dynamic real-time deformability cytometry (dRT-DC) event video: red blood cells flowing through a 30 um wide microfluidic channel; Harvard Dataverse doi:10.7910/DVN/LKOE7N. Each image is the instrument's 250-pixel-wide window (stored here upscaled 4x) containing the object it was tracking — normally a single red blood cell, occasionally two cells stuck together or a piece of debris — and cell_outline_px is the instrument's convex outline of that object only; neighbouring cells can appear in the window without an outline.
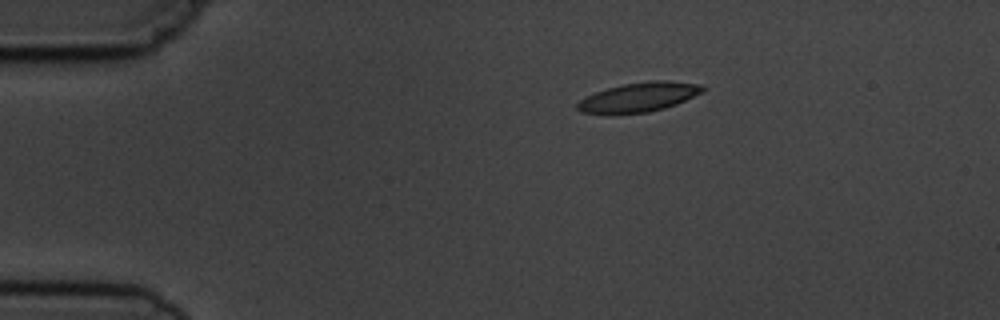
{"species": "common noctule bat (a hibernating species)", "species_latin": "Nyctalus noctula", "temperature_condition": "cold", "stored_images_in_passage": 9, "camera_frame_rate_fps": 3000, "um_per_image_px": 0.085, "animal": {"sex": "male", "body_mass_g": 19.5, "forearm_length_mm": 54.6}, "frame": {"image": 1, "passage_image": 1, "time_ms": 0.0, "image_size_px": [1000, 320], "cell_outline_px": [[708, 88], [704, 92], [676, 104], [664, 108], [648, 112], [580, 112], [576, 108], [576, 104], [580, 100], [596, 92], [608, 88], [624, 84], [652, 80], [664, 80], [700, 84]], "centroid_in_image_um": [54.39, 8.22], "position_along_channel_um": 30.6, "area_um2": 20.92}}
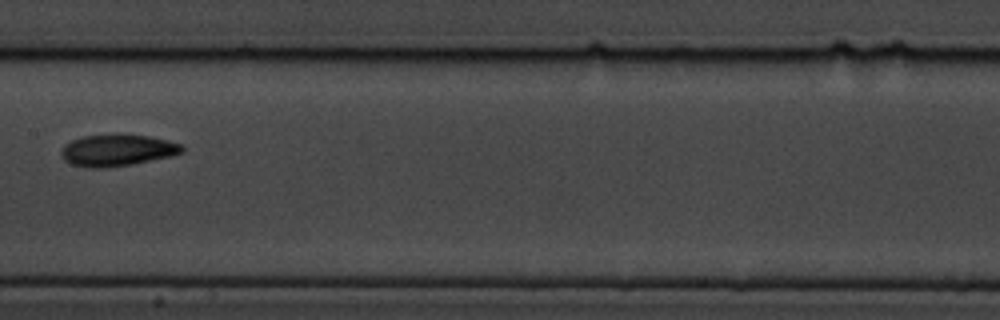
{"frame": {"image": 2, "passage_image": 6, "time_ms": 6.0, "image_size_px": [1000, 320], "cell_outline_px": [[184, 152], [168, 156], [132, 164], [104, 168], [88, 168], [72, 164], [64, 160], [60, 156], [60, 152], [64, 144], [72, 140], [84, 136], [116, 132], [148, 136], [168, 140], [180, 144], [184, 148]], "centroid_in_image_um": [9.92, 12.74], "position_along_channel_um": 197.5, "area_um2": 22.66}}
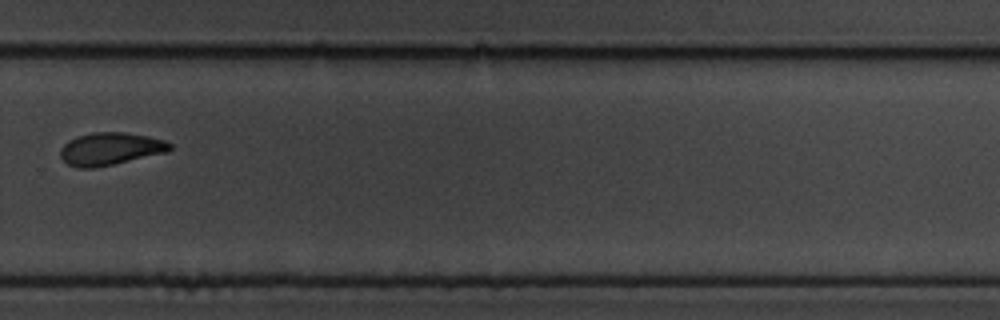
{"frame": {"image": 3, "passage_image": 9, "time_ms": 9.333, "image_size_px": [1000, 320], "cell_outline_px": [[172, 148], [168, 152], [96, 168], [76, 168], [68, 164], [60, 156], [60, 148], [68, 140], [76, 136], [92, 132], [124, 132], [148, 136], [164, 140], [172, 144]], "centroid_in_image_um": [9.37, 12.65], "position_along_channel_um": 320.4, "area_um2": 20.98}}